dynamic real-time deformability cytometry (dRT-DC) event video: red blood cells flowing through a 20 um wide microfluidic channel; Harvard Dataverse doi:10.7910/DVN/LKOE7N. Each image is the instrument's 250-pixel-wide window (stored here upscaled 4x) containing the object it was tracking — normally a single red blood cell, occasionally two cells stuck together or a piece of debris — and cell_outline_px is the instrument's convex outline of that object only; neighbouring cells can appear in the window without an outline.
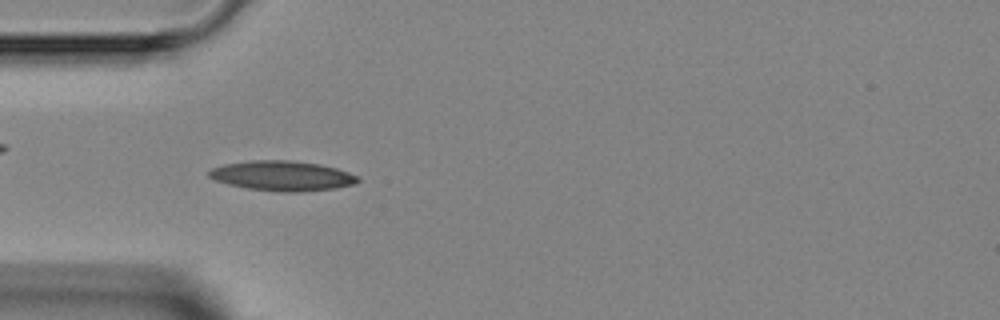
{"species": "Egyptian fruit bat (a non-hibernating species)", "species_latin": "Rousettus aegyptiacus", "temperature_condition": "room temperature", "stored_images_in_passage": 4, "camera_frame_rate_fps": 3000, "um_per_image_px": 0.085, "animal": {"sex": "female"}, "frame": {"image": 1, "passage_image": 4, "time_ms": 3.333, "image_size_px": [1000, 320], "cell_outline_px": [[360, 180], [356, 184], [336, 188], [300, 192], [276, 192], [248, 188], [228, 184], [216, 180], [208, 176], [208, 172], [212, 168], [224, 164], [252, 160], [288, 160], [320, 164], [336, 168], [360, 176]], "centroid_in_image_um": [24.03, 14.95], "position_along_channel_um": 61.0, "area_um2": 26.07}}